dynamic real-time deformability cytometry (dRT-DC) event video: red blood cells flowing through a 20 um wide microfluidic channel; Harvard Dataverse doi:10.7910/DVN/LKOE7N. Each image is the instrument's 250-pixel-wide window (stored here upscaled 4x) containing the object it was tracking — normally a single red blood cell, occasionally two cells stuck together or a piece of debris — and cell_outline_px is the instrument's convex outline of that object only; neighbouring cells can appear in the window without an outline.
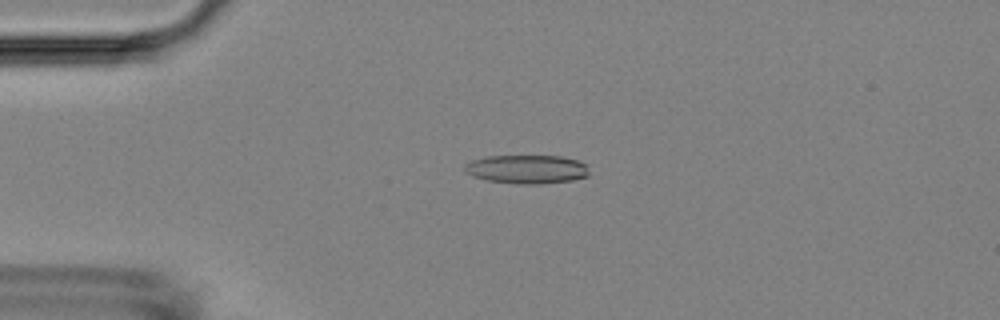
{"species": "Egyptian fruit bat (a non-hibernating species)", "species_latin": "Rousettus aegyptiacus", "temperature_condition": "room temperature", "stored_images_in_passage": 51, "camera_frame_rate_fps": 3000, "um_per_image_px": 0.085, "animal": {"sex": "female"}, "frame": {"image": 1, "passage_image": 9, "time_ms": 2.667, "image_size_px": [1000, 320], "cell_outline_px": [[588, 176], [572, 180], [540, 184], [516, 184], [488, 180], [472, 176], [464, 172], [464, 164], [472, 160], [488, 156], [560, 156], [580, 160], [588, 164]], "centroid_in_image_um": [44.79, 14.38], "position_along_channel_um": 40.2, "area_um2": 21.04}}
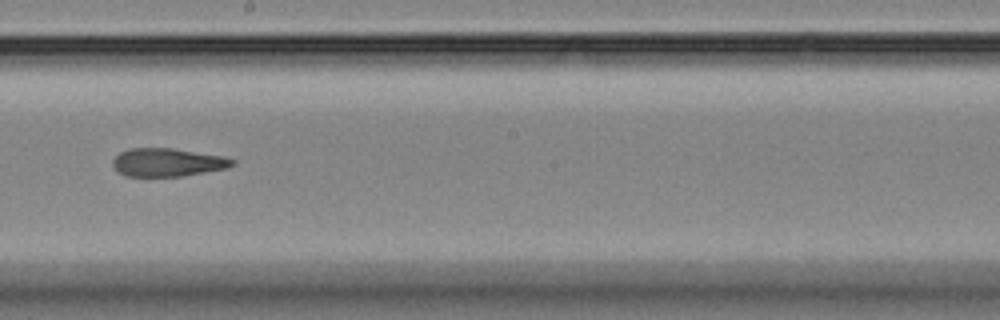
{"frame": {"image": 2, "passage_image": 27, "time_ms": 8.667, "image_size_px": [1000, 320], "cell_outline_px": [[236, 164], [228, 168], [184, 176], [124, 176], [116, 172], [112, 164], [112, 160], [120, 152], [132, 148], [172, 148], [224, 156], [236, 160]], "centroid_in_image_um": [14.25, 13.8], "position_along_channel_um": 233.9, "area_um2": 19.88}}
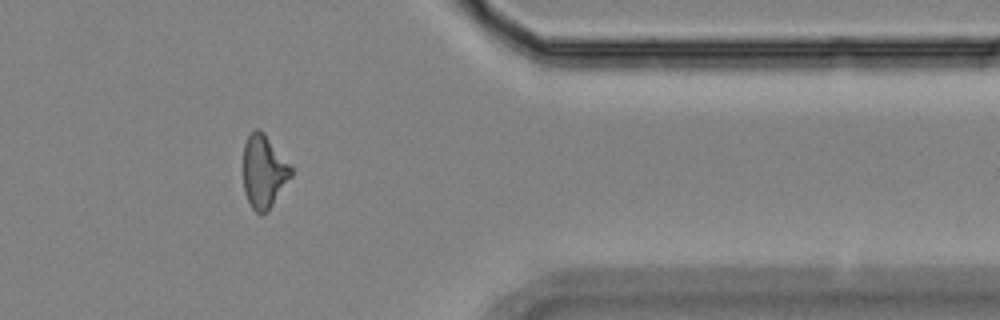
{"frame": {"image": 3, "passage_image": 41, "time_ms": 13.333, "image_size_px": [1000, 320], "cell_outline_px": [[292, 176], [268, 212], [260, 216], [252, 208], [244, 192], [244, 144], [248, 136], [256, 128], [260, 128], [264, 132], [292, 164]], "centroid_in_image_um": [22.46, 14.58], "position_along_channel_um": 388.9, "area_um2": 20.75}, "authors_computed_cell_mechanics": {"area_um2": 20.519, "velocity_mm_per_s": 3.6716, "shape_relaxation_time_tau1_ms": null, "shape_relaxation_time_tau2_ms": 3.6472, "deformation_change_tau1": null, "deformation_change_tau2": 0.1458}}